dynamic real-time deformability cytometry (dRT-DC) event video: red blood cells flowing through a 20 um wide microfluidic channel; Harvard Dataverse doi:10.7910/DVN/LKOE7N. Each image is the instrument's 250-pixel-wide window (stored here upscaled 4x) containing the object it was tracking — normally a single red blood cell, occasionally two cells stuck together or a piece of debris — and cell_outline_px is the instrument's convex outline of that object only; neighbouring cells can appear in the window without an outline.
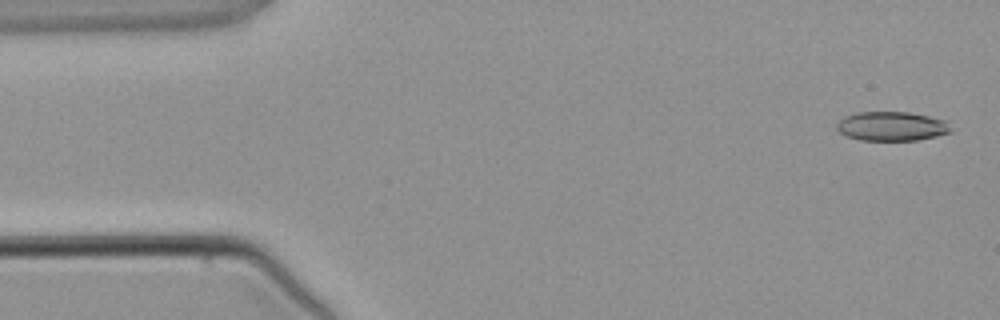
{"species": "common noctule bat (a hibernating species)", "species_latin": "Nyctalus noctula", "temperature_condition": "warm", "stored_images_in_passage": 3, "camera_frame_rate_fps": 3000, "um_per_image_px": 0.085, "animal": {"sex": "male", "body_mass_g": 21.5, "forearm_length_mm": 52.0}, "frame": {"image": 1, "passage_image": 1, "time_ms": 0.0, "image_size_px": [1000, 320], "cell_outline_px": [[952, 132], [936, 136], [916, 140], [860, 140], [844, 136], [836, 128], [836, 124], [844, 116], [856, 112], [908, 112], [948, 120]], "centroid_in_image_um": [75.79, 10.73], "position_along_channel_um": 9.2, "area_um2": 19.59}}
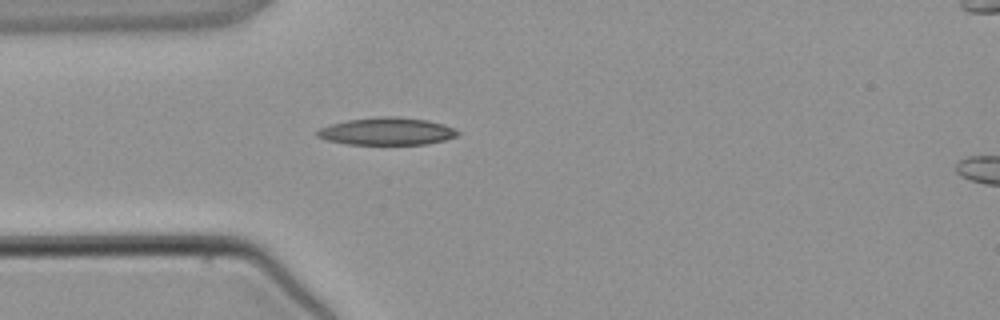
{"frame": {"image": 2, "passage_image": 3, "time_ms": 3.333, "image_size_px": [1000, 320], "cell_outline_px": [[460, 132], [456, 136], [444, 140], [428, 144], [348, 144], [324, 140], [316, 136], [316, 132], [320, 128], [332, 124], [348, 120], [380, 116], [396, 116], [428, 120], [444, 124]], "centroid_in_image_um": [32.87, 11.16], "position_along_channel_um": 52.1, "area_um2": 22.43}}